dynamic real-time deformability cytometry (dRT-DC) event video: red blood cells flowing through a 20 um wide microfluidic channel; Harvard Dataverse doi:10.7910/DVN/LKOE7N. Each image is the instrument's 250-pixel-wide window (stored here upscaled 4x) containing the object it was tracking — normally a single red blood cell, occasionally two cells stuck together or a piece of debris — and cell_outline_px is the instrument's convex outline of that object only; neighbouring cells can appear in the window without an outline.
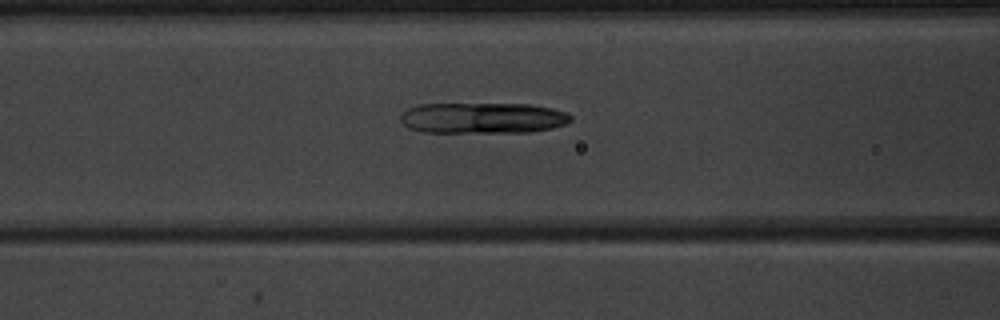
{"species": "common noctule bat (a hibernating species)", "species_latin": "Nyctalus noctula", "temperature_condition": "warm", "stored_images_in_passage": 48, "camera_frame_rate_fps": 3000, "um_per_image_px": 0.085, "animal": {"sex": "male", "body_mass_g": 20.1, "forearm_length_mm": 53.5}, "frame": {"image": 1, "passage_image": 19, "time_ms": 6.0, "image_size_px": [1000, 320], "cell_outline_px": [[572, 120], [564, 124], [552, 128], [532, 132], [424, 132], [408, 128], [400, 120], [400, 116], [408, 108], [420, 104], [532, 104], [552, 108], [568, 112], [572, 116]], "centroid_in_image_um": [41.06, 10.03], "position_along_channel_um": 125.5, "area_um2": 30.81}}
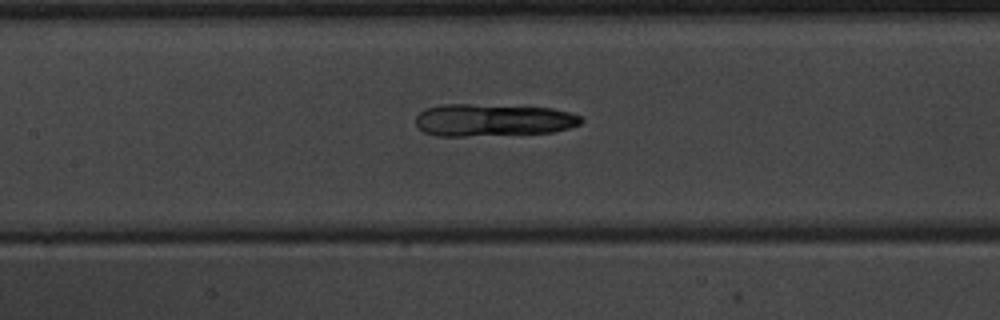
{"frame": {"image": 2, "passage_image": 22, "time_ms": 7.0, "image_size_px": [1000, 320], "cell_outline_px": [[584, 120], [580, 124], [568, 128], [552, 132], [464, 136], [436, 136], [424, 132], [416, 128], [416, 116], [424, 108], [440, 104], [472, 104], [552, 108], [568, 112], [580, 116]], "centroid_in_image_um": [41.84, 10.2], "position_along_channel_um": 165.6, "area_um2": 31.27}}
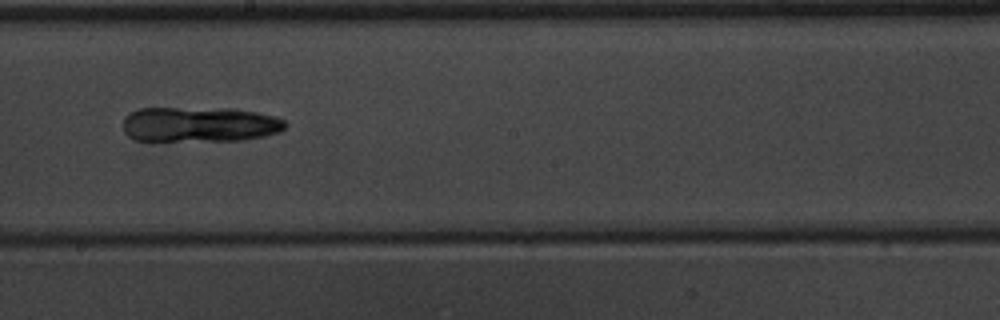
{"frame": {"image": 3, "passage_image": 27, "time_ms": 8.667, "image_size_px": [1000, 320], "cell_outline_px": [[288, 124], [280, 132], [264, 136], [244, 140], [136, 140], [128, 136], [124, 132], [124, 116], [140, 108], [232, 108], [256, 112], [276, 116], [284, 120]], "centroid_in_image_um": [17.0, 10.56], "position_along_channel_um": 231.2, "area_um2": 33.29}}